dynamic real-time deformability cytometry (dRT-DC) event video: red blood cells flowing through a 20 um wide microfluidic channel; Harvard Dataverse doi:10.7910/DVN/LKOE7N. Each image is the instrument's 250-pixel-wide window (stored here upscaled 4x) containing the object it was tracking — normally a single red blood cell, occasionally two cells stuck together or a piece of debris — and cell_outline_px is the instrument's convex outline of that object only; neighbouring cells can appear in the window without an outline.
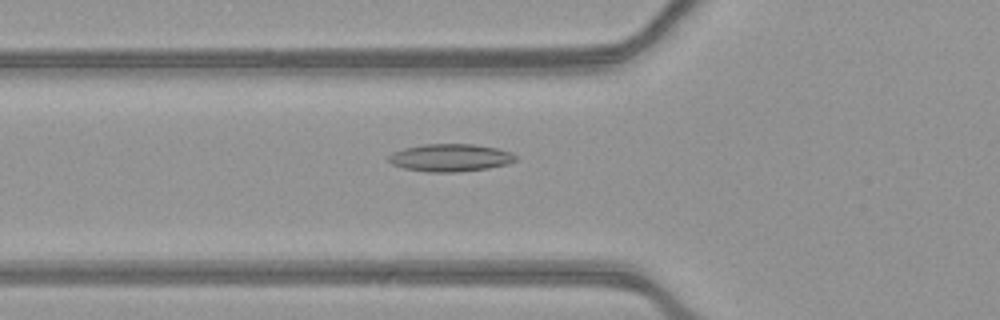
{"species": "common noctule bat (a hibernating species)", "species_latin": "Nyctalus noctula", "temperature_condition": "warm", "stored_images_in_passage": 49, "camera_frame_rate_fps": 3000, "um_per_image_px": 0.085, "animal": {"sex": "female", "body_mass_g": 21.9}, "frame": {"image": 1, "passage_image": 15, "time_ms": 4.667, "image_size_px": [1000, 320], "cell_outline_px": [[516, 160], [508, 164], [488, 168], [456, 172], [428, 172], [404, 168], [392, 164], [388, 160], [388, 156], [392, 152], [404, 148], [428, 144], [472, 144], [496, 148], [512, 152], [516, 156]], "centroid_in_image_um": [38.28, 13.41], "position_along_channel_um": 87.5, "area_um2": 20.35}}
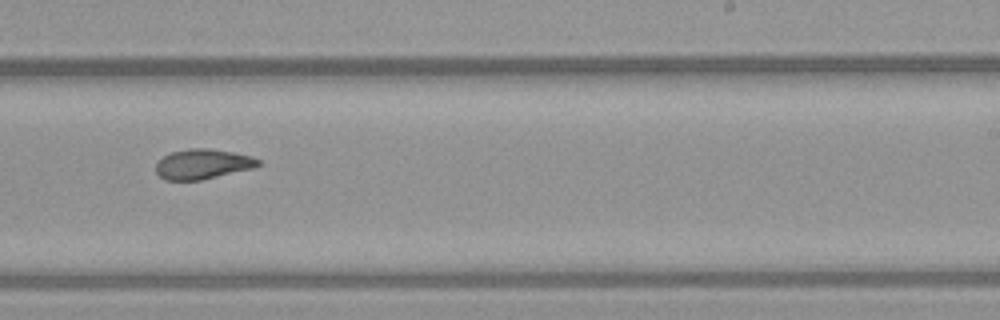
{"frame": {"image": 2, "passage_image": 29, "time_ms": 9.333, "image_size_px": [1000, 320], "cell_outline_px": [[260, 164], [252, 168], [200, 180], [164, 180], [156, 172], [156, 164], [164, 156], [172, 152], [188, 148], [208, 148], [232, 152], [252, 156], [260, 160]], "centroid_in_image_um": [17.21, 13.94], "position_along_channel_um": 271.8, "area_um2": 17.69}}
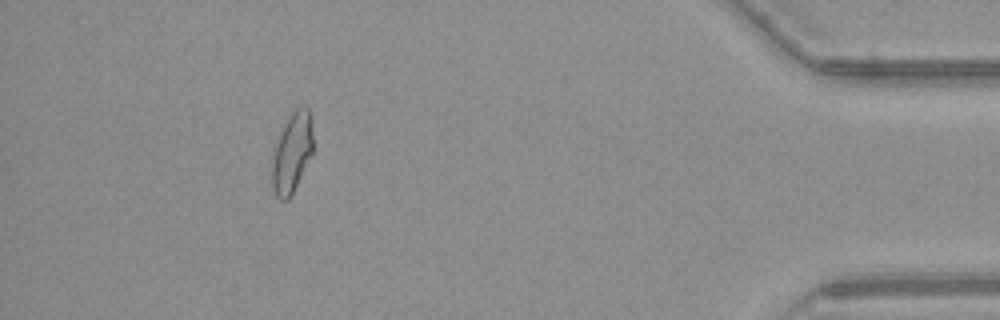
{"frame": {"image": 3, "passage_image": 44, "time_ms": 14.333, "image_size_px": [1000, 320], "cell_outline_px": [[312, 156], [292, 196], [288, 200], [280, 200], [276, 196], [272, 184], [272, 160], [276, 144], [284, 124], [292, 112], [296, 108], [304, 104], [308, 108], [312, 116]], "centroid_in_image_um": [24.85, 12.99], "position_along_channel_um": 410.4, "area_um2": 19.36}, "authors_computed_cell_mechanics": {"area_um2": 19.2474, "velocity_mm_per_s": 3.9299, "shape_relaxation_time_tau1_ms": null, "shape_relaxation_time_tau2_ms": 2.3913, "deformation_change_tau1": null, "deformation_change_tau2": 0.091}}